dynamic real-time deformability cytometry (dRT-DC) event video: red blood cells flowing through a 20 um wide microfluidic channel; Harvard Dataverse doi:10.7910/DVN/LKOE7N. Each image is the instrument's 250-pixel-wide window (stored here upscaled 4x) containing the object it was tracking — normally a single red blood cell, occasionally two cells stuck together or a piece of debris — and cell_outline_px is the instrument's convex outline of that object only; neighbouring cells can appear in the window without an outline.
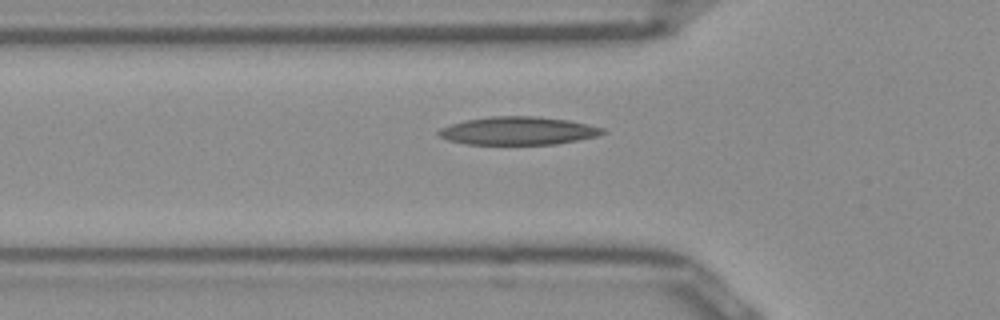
{"species": "Egyptian fruit bat (a non-hibernating species)", "species_latin": "Rousettus aegyptiacus", "temperature_condition": "room temperature", "stored_images_in_passage": 35, "camera_frame_rate_fps": 3000, "um_per_image_px": 0.085, "frame": {"image": 1, "passage_image": 6, "time_ms": 1.667, "image_size_px": [1000, 320], "cell_outline_px": [[608, 132], [596, 136], [556, 144], [468, 144], [448, 140], [440, 136], [436, 132], [440, 128], [464, 120], [492, 116], [536, 116], [568, 120], [588, 124], [604, 128]], "centroid_in_image_um": [44.05, 11.11], "position_along_channel_um": 81.8, "area_um2": 26.76}}
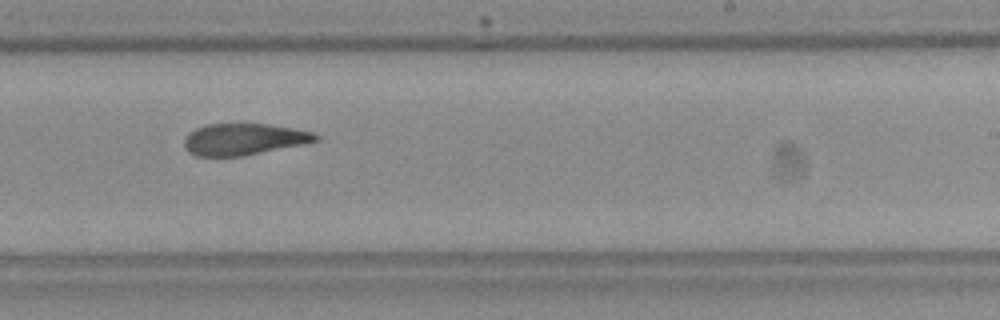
{"frame": {"image": 2, "passage_image": 20, "time_ms": 6.333, "image_size_px": [1000, 320], "cell_outline_px": [[320, 140], [240, 156], [196, 156], [188, 152], [184, 144], [184, 140], [188, 132], [196, 128], [208, 124], [268, 124], [292, 128], [312, 132], [320, 136]], "centroid_in_image_um": [20.68, 11.83], "position_along_channel_um": 268.3, "area_um2": 23.81}}
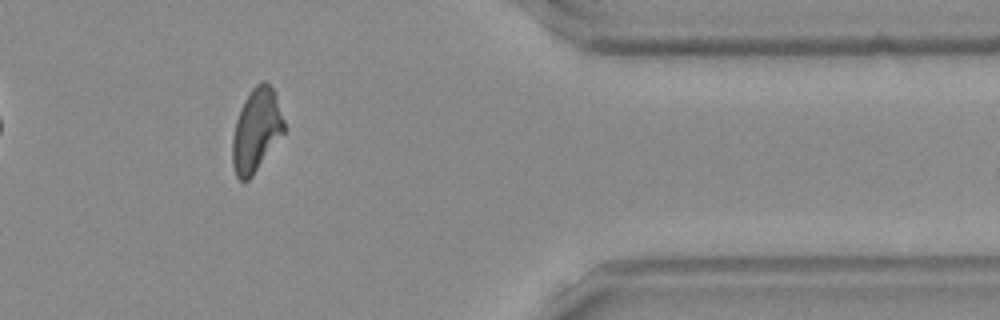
{"frame": {"image": 3, "passage_image": 31, "time_ms": 10.0, "image_size_px": [1000, 320], "cell_outline_px": [[284, 132], [252, 176], [248, 180], [240, 180], [236, 176], [232, 164], [232, 140], [236, 120], [244, 100], [248, 92], [256, 84], [264, 80], [276, 92], [284, 120]], "centroid_in_image_um": [21.78, 11.04], "position_along_channel_um": 389.6, "area_um2": 24.91}, "authors_computed_cell_mechanics": {"area_um2": 25.2586, "velocity_mm_per_s": 3.9819, "shape_relaxation_time_tau1_ms": null, "shape_relaxation_time_tau2_ms": 3.2177, "deformation_change_tau1": null, "deformation_change_tau2": 0.1112}}